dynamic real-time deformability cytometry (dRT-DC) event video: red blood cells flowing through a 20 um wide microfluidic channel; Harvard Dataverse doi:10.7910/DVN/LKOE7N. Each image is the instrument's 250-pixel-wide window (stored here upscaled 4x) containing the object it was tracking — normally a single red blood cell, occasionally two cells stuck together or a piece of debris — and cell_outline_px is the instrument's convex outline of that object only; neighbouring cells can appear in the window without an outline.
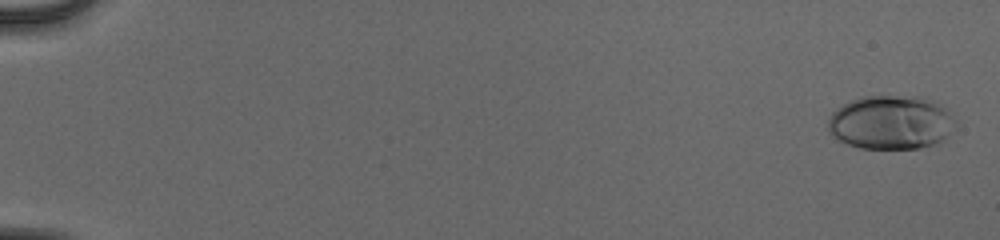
{"species": "human", "species_latin": "Homo sapiens", "temperature_condition": "cold", "stored_images_in_passage": 53, "camera_frame_rate_fps": 3000, "um_per_image_px": 0.085, "donor": {"sex": "male"}, "frame": {"image": 1, "passage_image": 1, "time_ms": 0.0, "image_size_px": [1000, 240], "cell_outline_px": [[956, 124], [948, 136], [936, 144], [916, 148], [860, 148], [848, 144], [832, 136], [828, 128], [828, 120], [832, 112], [836, 108], [852, 100], [864, 96], [920, 96], [936, 100], [956, 120]], "centroid_in_image_um": [75.74, 10.39], "position_along_channel_um": 9.3, "area_um2": 40.17}}
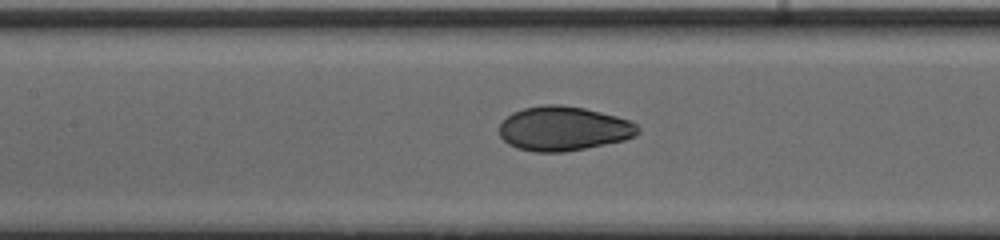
{"frame": {"image": 2, "passage_image": 27, "time_ms": 8.667, "image_size_px": [1000, 240], "cell_outline_px": [[640, 132], [636, 136], [624, 140], [564, 152], [536, 152], [516, 148], [508, 144], [500, 136], [500, 124], [512, 112], [524, 108], [544, 104], [560, 104], [584, 108], [616, 116], [628, 120], [636, 124], [640, 128]], "centroid_in_image_um": [47.9, 10.93], "position_along_channel_um": 159.5, "area_um2": 35.78}}
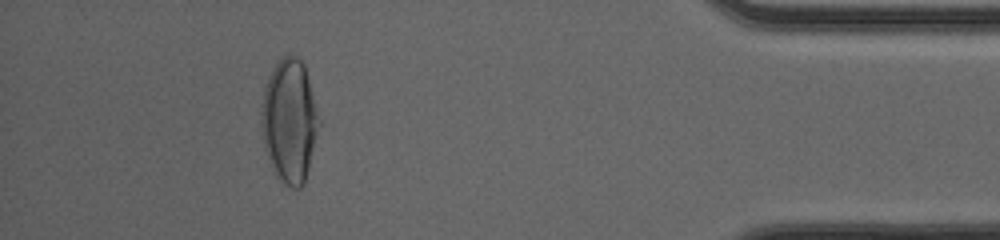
{"frame": {"image": 3, "passage_image": 49, "time_ms": 16.0, "image_size_px": [1000, 240], "cell_outline_px": [[320, 124], [304, 184], [300, 188], [292, 188], [284, 184], [276, 172], [264, 148], [260, 124], [260, 112], [264, 88], [268, 76], [272, 68], [288, 52], [296, 56], [304, 64], [320, 120]], "centroid_in_image_um": [24.59, 10.24], "position_along_channel_um": 410.6, "area_um2": 41.38}, "authors_computed_cell_mechanics": {"area_um2": 36.2984, "velocity_mm_per_s": 3.9961, "shape_relaxation_time_tau1_ms": 5.2209, "shape_relaxation_time_tau2_ms": null, "deformation_change_tau1": 0.1998, "deformation_change_tau2": null}}